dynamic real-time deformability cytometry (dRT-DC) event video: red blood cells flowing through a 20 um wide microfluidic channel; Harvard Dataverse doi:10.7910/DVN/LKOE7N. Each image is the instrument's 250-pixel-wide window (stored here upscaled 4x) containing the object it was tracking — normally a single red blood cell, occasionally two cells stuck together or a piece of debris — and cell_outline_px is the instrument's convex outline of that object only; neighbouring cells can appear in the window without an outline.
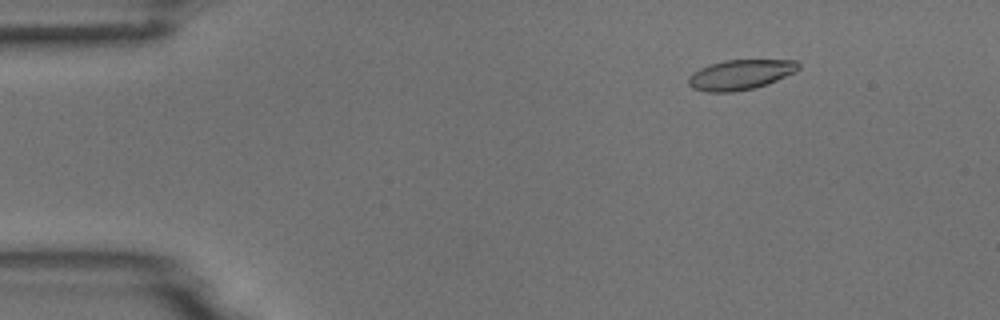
{"species": "common noctule bat (a hibernating species)", "species_latin": "Nyctalus noctula", "temperature_condition": "room temperature", "stored_images_in_passage": 53, "camera_frame_rate_fps": 3000, "um_per_image_px": 0.085, "animal": {"sex": "male", "body_mass_g": 18.8}, "frame": {"image": 1, "passage_image": 6, "time_ms": 1.667, "image_size_px": [1000, 320], "cell_outline_px": [[800, 68], [796, 72], [768, 84], [752, 88], [732, 92], [708, 92], [692, 88], [688, 84], [688, 76], [692, 72], [708, 64], [724, 60], [796, 60], [800, 64]], "centroid_in_image_um": [62.93, 6.34], "position_along_channel_um": 22.1, "area_um2": 19.42}}
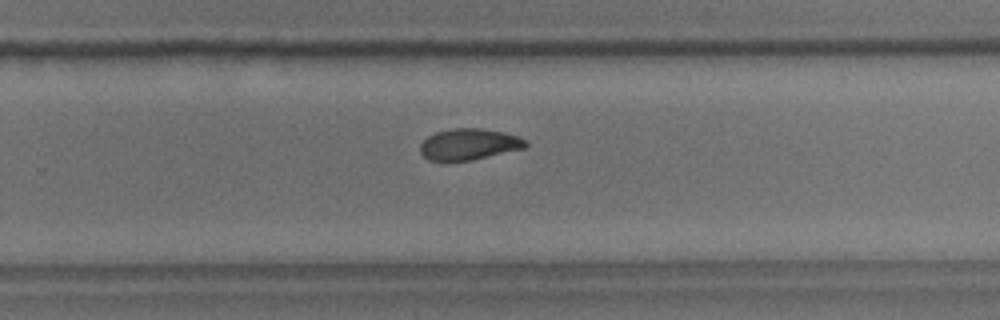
{"frame": {"image": 2, "passage_image": 34, "time_ms": 11.0, "image_size_px": [1000, 320], "cell_outline_px": [[528, 144], [524, 148], [472, 160], [428, 160], [420, 152], [420, 144], [428, 136], [436, 132], [456, 128], [480, 128], [504, 132], [516, 136], [524, 140]], "centroid_in_image_um": [39.85, 12.26], "position_along_channel_um": 290.0, "area_um2": 18.9}}
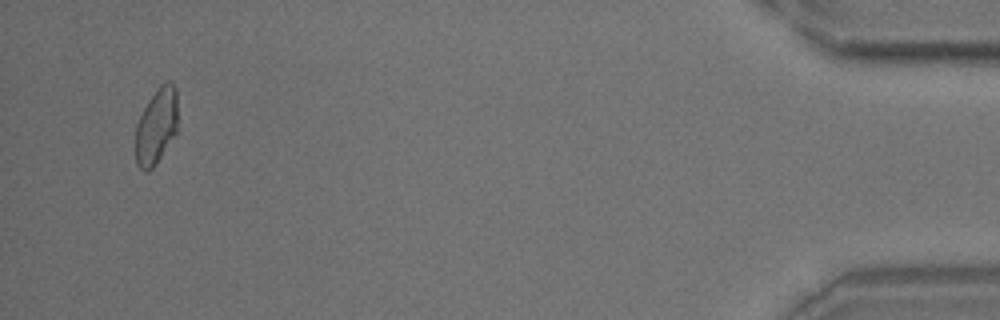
{"frame": {"image": 3, "passage_image": 51, "time_ms": 16.667, "image_size_px": [1000, 320], "cell_outline_px": [[176, 132], [156, 164], [148, 172], [144, 172], [136, 164], [136, 124], [148, 100], [160, 84], [168, 80], [172, 80], [176, 88]], "centroid_in_image_um": [13.28, 10.71], "position_along_channel_um": 421.9, "area_um2": 18.61}, "authors_computed_cell_mechanics": {"area_um2": 19.5364, "velocity_mm_per_s": 3.7163, "shape_relaxation_time_tau1_ms": 4.5446, "shape_relaxation_time_tau2_ms": 3.0057, "deformation_change_tau1": 0.1559, "deformation_change_tau2": 0.0727}}